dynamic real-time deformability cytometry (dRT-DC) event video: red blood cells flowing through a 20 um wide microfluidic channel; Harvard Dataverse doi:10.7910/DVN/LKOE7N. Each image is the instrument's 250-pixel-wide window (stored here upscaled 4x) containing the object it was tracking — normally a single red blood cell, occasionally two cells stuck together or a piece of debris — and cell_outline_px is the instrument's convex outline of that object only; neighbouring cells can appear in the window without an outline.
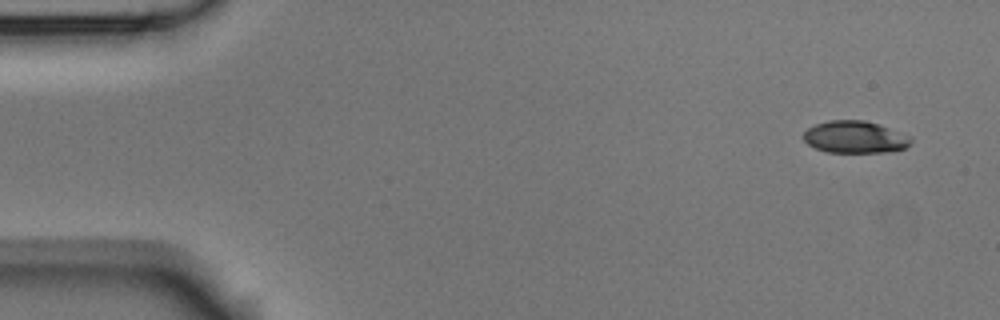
{"species": "Egyptian fruit bat (a non-hibernating species)", "species_latin": "Rousettus aegyptiacus", "temperature_condition": "room temperature", "stored_images_in_passage": 5, "camera_frame_rate_fps": 3000, "um_per_image_px": 0.085, "animal": {"sex": "male"}, "frame": {"image": 1, "passage_image": 1, "time_ms": 0.0, "image_size_px": [1000, 320], "cell_outline_px": [[912, 140], [904, 148], [884, 152], [828, 152], [816, 148], [808, 144], [804, 140], [804, 132], [808, 128], [816, 124], [828, 120], [864, 120], [912, 136]], "centroid_in_image_um": [72.65, 11.65], "position_along_channel_um": 12.3, "area_um2": 19.83}}
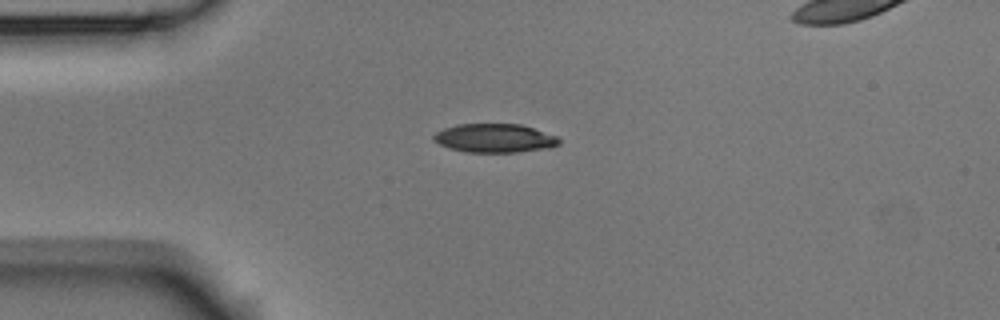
{"frame": {"image": 2, "passage_image": 4, "time_ms": 1.0, "image_size_px": [1000, 320], "cell_outline_px": [[560, 144], [548, 148], [516, 152], [468, 152], [452, 148], [440, 144], [432, 140], [432, 136], [436, 132], [444, 128], [460, 124], [520, 124], [556, 136], [560, 140]], "centroid_in_image_um": [42.03, 11.74], "position_along_channel_um": 43.0, "area_um2": 20.75}}